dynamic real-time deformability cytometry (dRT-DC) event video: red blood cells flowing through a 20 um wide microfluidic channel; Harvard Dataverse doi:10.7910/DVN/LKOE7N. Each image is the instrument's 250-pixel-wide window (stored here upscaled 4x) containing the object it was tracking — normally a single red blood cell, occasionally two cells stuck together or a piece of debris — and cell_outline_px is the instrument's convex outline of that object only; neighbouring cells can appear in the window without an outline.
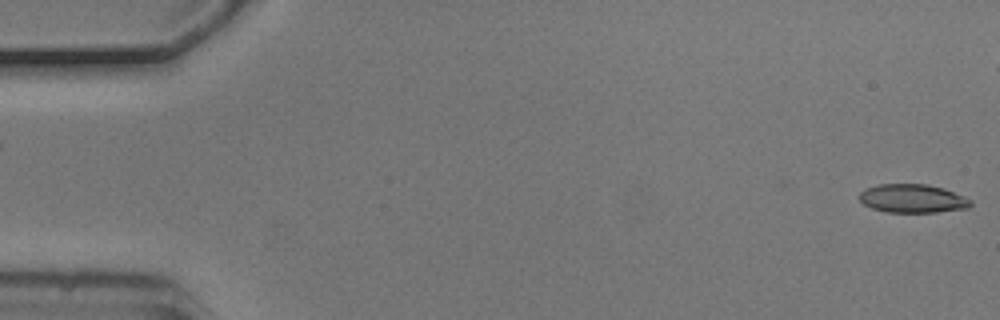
{"species": "common noctule bat (a hibernating species)", "species_latin": "Nyctalus noctula", "temperature_condition": "cold", "stored_images_in_passage": 6, "camera_frame_rate_fps": 3000, "um_per_image_px": 0.085, "animal": {"sex": "male", "body_mass_g": 20.5, "forearm_length_mm": 52.5}, "frame": {"image": 1, "passage_image": 1, "time_ms": 0.0, "image_size_px": [1000, 320], "cell_outline_px": [[972, 204], [968, 208], [936, 212], [888, 212], [872, 208], [864, 204], [860, 200], [860, 192], [864, 188], [876, 184], [928, 184], [944, 188], [964, 196], [972, 200]], "centroid_in_image_um": [77.57, 16.86], "position_along_channel_um": 7.4, "area_um2": 18.61}}
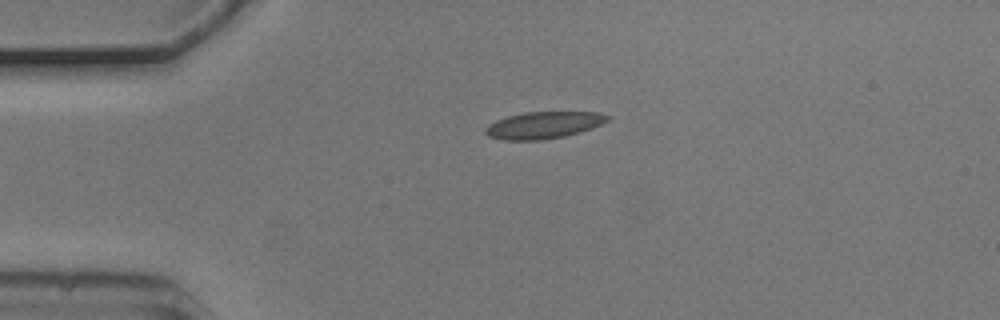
{"frame": {"image": 2, "passage_image": 6, "time_ms": 1.667, "image_size_px": [1000, 320], "cell_outline_px": [[612, 116], [608, 120], [592, 128], [580, 132], [564, 136], [540, 140], [504, 140], [488, 136], [484, 132], [484, 128], [488, 124], [496, 120], [508, 116], [524, 112], [596, 112]], "centroid_in_image_um": [46.18, 10.63], "position_along_channel_um": 38.8, "area_um2": 19.13}}